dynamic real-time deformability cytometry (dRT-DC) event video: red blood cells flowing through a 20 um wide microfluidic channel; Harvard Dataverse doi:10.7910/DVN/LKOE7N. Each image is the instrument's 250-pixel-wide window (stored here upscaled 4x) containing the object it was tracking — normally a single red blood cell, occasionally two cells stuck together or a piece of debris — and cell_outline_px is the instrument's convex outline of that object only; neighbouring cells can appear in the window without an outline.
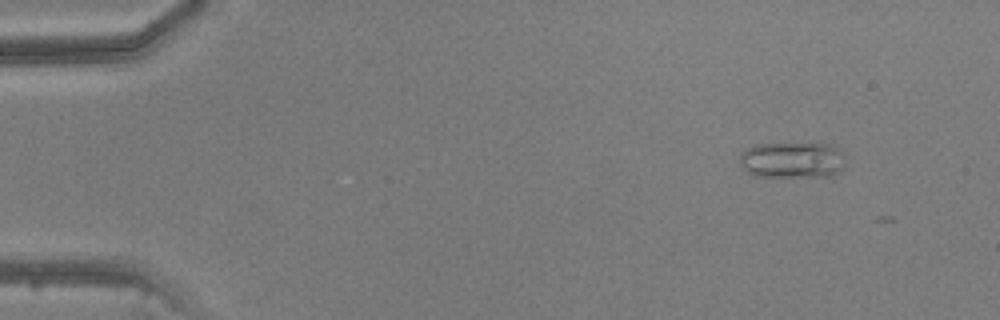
{"species": "common noctule bat (a hibernating species)", "species_latin": "Nyctalus noctula", "temperature_condition": "warm", "stored_images_in_passage": 4, "camera_frame_rate_fps": 3000, "um_per_image_px": 0.085, "animal": {"sex": "male", "body_mass_g": 20.5, "forearm_length_mm": 52.5}, "frame": {"image": 1, "passage_image": 1, "time_ms": 0.0, "image_size_px": [1000, 320], "cell_outline_px": [[844, 164], [840, 172], [832, 176], [752, 176], [740, 164], [740, 152], [752, 144], [832, 144], [840, 148], [844, 152]], "centroid_in_image_um": [67.36, 13.59], "position_along_channel_um": 17.6, "area_um2": 22.54}}